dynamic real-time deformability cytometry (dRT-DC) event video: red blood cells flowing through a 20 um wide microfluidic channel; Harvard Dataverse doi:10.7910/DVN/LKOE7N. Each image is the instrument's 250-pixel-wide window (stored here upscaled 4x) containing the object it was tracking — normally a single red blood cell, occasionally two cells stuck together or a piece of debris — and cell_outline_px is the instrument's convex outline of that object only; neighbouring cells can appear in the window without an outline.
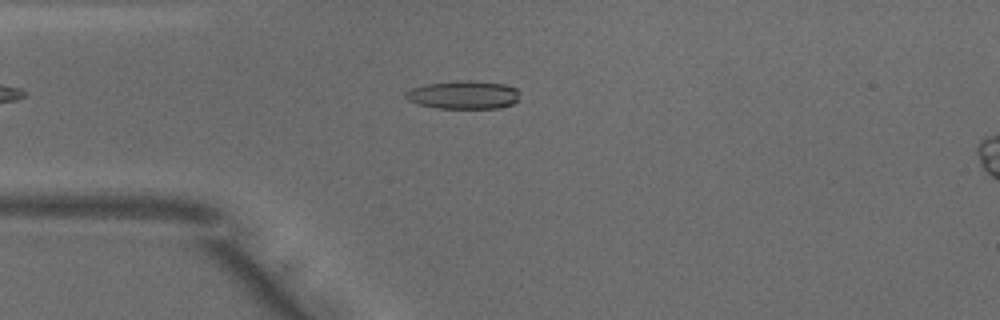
{"species": "common noctule bat (a hibernating species)", "species_latin": "Nyctalus noctula", "temperature_condition": "warm", "stored_images_in_passage": 47, "camera_frame_rate_fps": 3000, "um_per_image_px": 0.085, "animal": {"sex": "male", "body_mass_g": 18.8}, "frame": {"image": 1, "passage_image": 9, "time_ms": 2.667, "image_size_px": [1000, 320], "cell_outline_px": [[520, 100], [512, 104], [500, 108], [436, 108], [420, 104], [408, 100], [404, 96], [404, 92], [412, 88], [424, 84], [456, 80], [476, 80], [504, 84], [516, 88], [520, 92]], "centroid_in_image_um": [39.43, 8.05], "position_along_channel_um": 45.6, "area_um2": 19.13}}
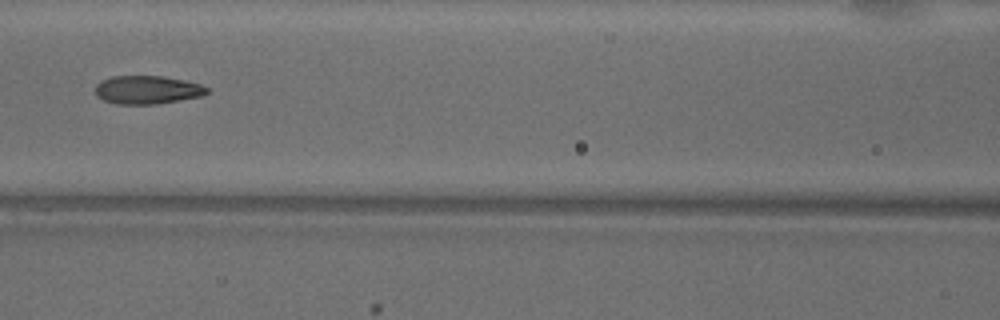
{"frame": {"image": 2, "passage_image": 18, "time_ms": 5.667, "image_size_px": [1000, 320], "cell_outline_px": [[208, 92], [200, 96], [180, 100], [156, 104], [116, 104], [104, 100], [96, 96], [96, 84], [100, 80], [112, 76], [160, 76], [184, 80], [200, 84], [208, 88]], "centroid_in_image_um": [12.48, 7.63], "position_along_channel_um": 154.1, "area_um2": 18.38}}
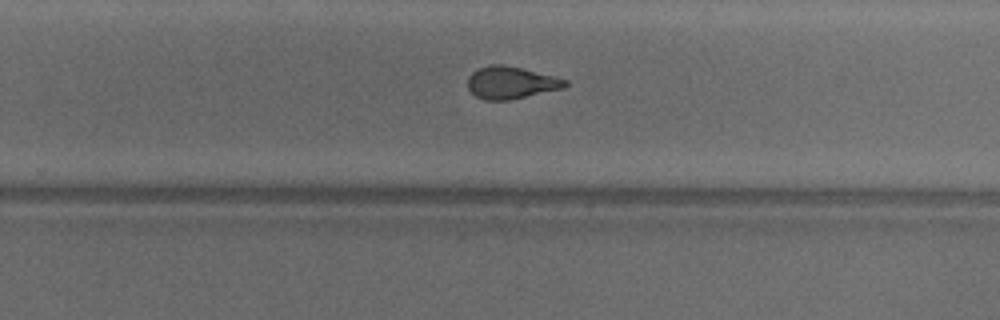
{"frame": {"image": 3, "passage_image": 28, "time_ms": 9.0, "image_size_px": [1000, 320], "cell_outline_px": [[568, 84], [564, 88], [508, 100], [484, 100], [476, 96], [468, 88], [468, 76], [476, 68], [492, 64], [504, 64], [568, 80]], "centroid_in_image_um": [43.4, 7.02], "position_along_channel_um": 286.4, "area_um2": 18.21}, "authors_computed_cell_mechanics": {"area_um2": 19.074, "velocity_mm_per_s": 3.9814, "shape_relaxation_time_tau1_ms": 6.3105, "shape_relaxation_time_tau2_ms": 1.744, "deformation_change_tau1": 0.1969, "deformation_change_tau2": 0.1029}}